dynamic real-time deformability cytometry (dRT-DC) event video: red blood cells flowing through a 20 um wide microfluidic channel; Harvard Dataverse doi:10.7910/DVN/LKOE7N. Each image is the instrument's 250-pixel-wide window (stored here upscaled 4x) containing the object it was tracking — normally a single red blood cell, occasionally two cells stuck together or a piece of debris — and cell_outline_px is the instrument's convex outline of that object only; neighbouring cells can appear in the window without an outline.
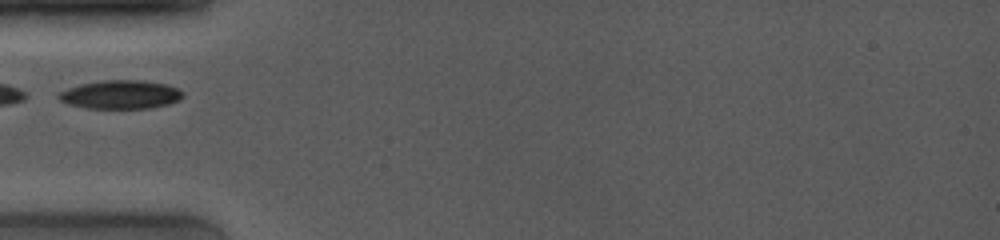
{"species": "common noctule bat (a hibernating species)", "species_latin": "Nyctalus noctula", "temperature_condition": "room temperature", "stored_images_in_passage": 1, "camera_frame_rate_fps": 4000, "um_per_image_px": 0.085, "animal": {"sex": "female", "body_mass_g": 19.0, "forearm_length_mm": 53.3}, "frame": {"image": 1, "passage_image": 1, "time_ms": 0.0, "image_size_px": [1000, 240], "cell_outline_px": [[184, 96], [180, 100], [168, 104], [148, 108], [88, 108], [68, 104], [60, 100], [56, 96], [60, 92], [68, 88], [80, 84], [100, 80], [140, 80], [168, 84], [180, 88], [184, 92]], "centroid_in_image_um": [10.29, 8.03], "position_along_channel_um": 74.7, "area_um2": 20.87}}